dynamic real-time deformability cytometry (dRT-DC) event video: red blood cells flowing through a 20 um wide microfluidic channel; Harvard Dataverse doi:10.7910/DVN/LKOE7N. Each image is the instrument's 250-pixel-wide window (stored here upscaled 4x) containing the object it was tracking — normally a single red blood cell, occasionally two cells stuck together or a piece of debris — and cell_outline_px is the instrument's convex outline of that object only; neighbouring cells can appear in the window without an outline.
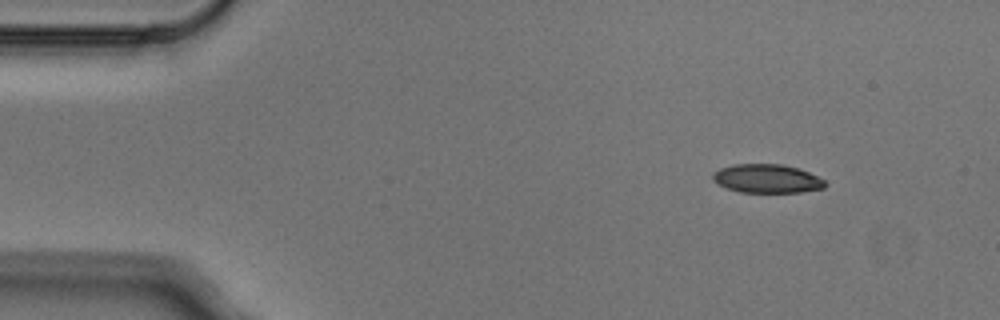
{"species": "Egyptian fruit bat (a non-hibernating species)", "species_latin": "Rousettus aegyptiacus", "temperature_condition": "cold", "stored_images_in_passage": 5, "camera_frame_rate_fps": 3000, "um_per_image_px": 0.085, "animal": {"sex": "male"}, "frame": {"image": 1, "passage_image": 1, "time_ms": 0.0, "image_size_px": [1000, 320], "cell_outline_px": [[828, 184], [824, 188], [800, 192], [740, 192], [716, 184], [712, 180], [712, 172], [720, 168], [732, 164], [784, 164], [800, 168], [824, 180]], "centroid_in_image_um": [65.17, 15.17], "position_along_channel_um": 19.8, "area_um2": 18.96}}
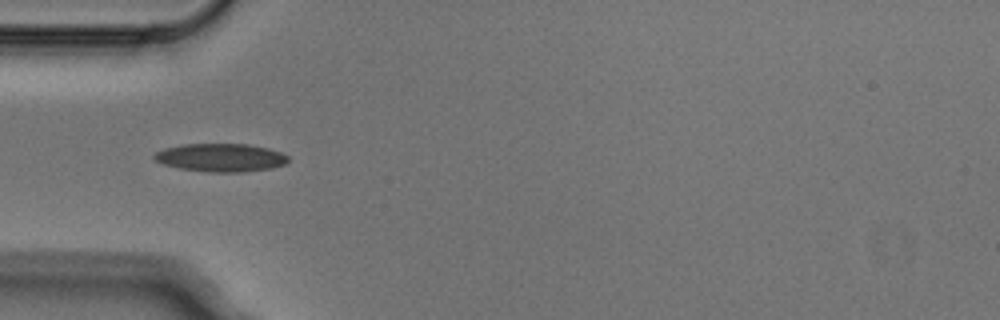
{"frame": {"image": 2, "passage_image": 4, "time_ms": 1.0, "image_size_px": [1000, 320], "cell_outline_px": [[288, 160], [284, 164], [272, 168], [240, 172], [208, 172], [180, 168], [164, 164], [156, 160], [152, 156], [156, 152], [164, 148], [184, 144], [248, 144], [268, 148], [280, 152], [288, 156]], "centroid_in_image_um": [18.76, 13.39], "position_along_channel_um": 66.2, "area_um2": 21.85}}
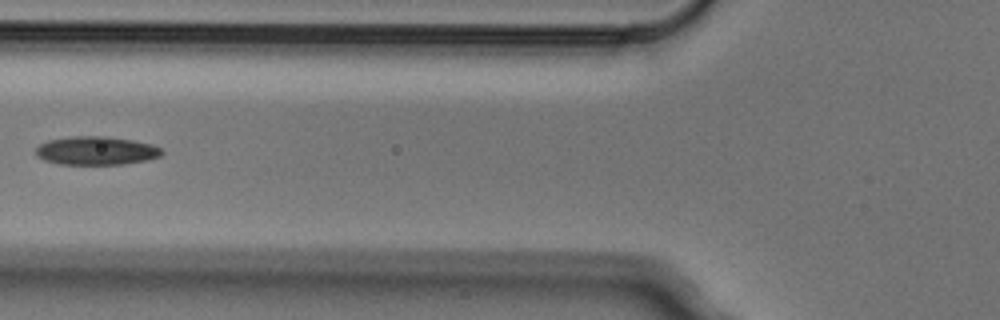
{"frame": {"image": 3, "passage_image": 5, "time_ms": 1.333, "image_size_px": [1000, 320], "cell_outline_px": [[164, 152], [160, 156], [148, 160], [120, 164], [60, 164], [44, 160], [36, 156], [36, 148], [40, 144], [48, 140], [72, 136], [104, 136], [132, 140], [152, 144], [160, 148]], "centroid_in_image_um": [8.17, 12.8], "position_along_channel_um": 117.6, "area_um2": 20.87}}